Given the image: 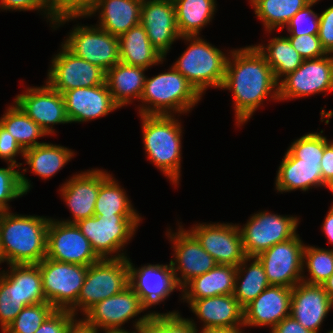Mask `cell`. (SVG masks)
Returning a JSON list of instances; mask_svg holds the SVG:
<instances>
[{
  "label": "cell",
  "mask_w": 333,
  "mask_h": 333,
  "mask_svg": "<svg viewBox=\"0 0 333 333\" xmlns=\"http://www.w3.org/2000/svg\"><path fill=\"white\" fill-rule=\"evenodd\" d=\"M229 54L221 89L232 92L235 125L241 127L265 99L279 100V86L266 58L255 45L233 49Z\"/></svg>",
  "instance_id": "obj_1"
},
{
  "label": "cell",
  "mask_w": 333,
  "mask_h": 333,
  "mask_svg": "<svg viewBox=\"0 0 333 333\" xmlns=\"http://www.w3.org/2000/svg\"><path fill=\"white\" fill-rule=\"evenodd\" d=\"M50 219L11 210L0 212V241L7 265L38 264L46 257Z\"/></svg>",
  "instance_id": "obj_2"
},
{
  "label": "cell",
  "mask_w": 333,
  "mask_h": 333,
  "mask_svg": "<svg viewBox=\"0 0 333 333\" xmlns=\"http://www.w3.org/2000/svg\"><path fill=\"white\" fill-rule=\"evenodd\" d=\"M149 161L177 186L181 176L182 126L175 115H139Z\"/></svg>",
  "instance_id": "obj_3"
},
{
  "label": "cell",
  "mask_w": 333,
  "mask_h": 333,
  "mask_svg": "<svg viewBox=\"0 0 333 333\" xmlns=\"http://www.w3.org/2000/svg\"><path fill=\"white\" fill-rule=\"evenodd\" d=\"M146 77L138 107L140 115H176L190 112L202 96L173 66Z\"/></svg>",
  "instance_id": "obj_4"
},
{
  "label": "cell",
  "mask_w": 333,
  "mask_h": 333,
  "mask_svg": "<svg viewBox=\"0 0 333 333\" xmlns=\"http://www.w3.org/2000/svg\"><path fill=\"white\" fill-rule=\"evenodd\" d=\"M180 39L186 41L187 44L189 42V46L172 66L188 80L201 96L207 88L221 89L228 54L200 36H183Z\"/></svg>",
  "instance_id": "obj_5"
},
{
  "label": "cell",
  "mask_w": 333,
  "mask_h": 333,
  "mask_svg": "<svg viewBox=\"0 0 333 333\" xmlns=\"http://www.w3.org/2000/svg\"><path fill=\"white\" fill-rule=\"evenodd\" d=\"M142 219L141 216H92L75 224L100 259H119L127 257L123 249Z\"/></svg>",
  "instance_id": "obj_6"
},
{
  "label": "cell",
  "mask_w": 333,
  "mask_h": 333,
  "mask_svg": "<svg viewBox=\"0 0 333 333\" xmlns=\"http://www.w3.org/2000/svg\"><path fill=\"white\" fill-rule=\"evenodd\" d=\"M129 286V258L100 259L88 266L77 302L69 309L76 317L97 302L122 292Z\"/></svg>",
  "instance_id": "obj_7"
},
{
  "label": "cell",
  "mask_w": 333,
  "mask_h": 333,
  "mask_svg": "<svg viewBox=\"0 0 333 333\" xmlns=\"http://www.w3.org/2000/svg\"><path fill=\"white\" fill-rule=\"evenodd\" d=\"M298 224L297 216H283L268 211L252 214L242 228L239 225L246 256L257 257L275 244L294 237Z\"/></svg>",
  "instance_id": "obj_8"
},
{
  "label": "cell",
  "mask_w": 333,
  "mask_h": 333,
  "mask_svg": "<svg viewBox=\"0 0 333 333\" xmlns=\"http://www.w3.org/2000/svg\"><path fill=\"white\" fill-rule=\"evenodd\" d=\"M47 303L69 310L78 300L88 266L44 258L39 263Z\"/></svg>",
  "instance_id": "obj_9"
},
{
  "label": "cell",
  "mask_w": 333,
  "mask_h": 333,
  "mask_svg": "<svg viewBox=\"0 0 333 333\" xmlns=\"http://www.w3.org/2000/svg\"><path fill=\"white\" fill-rule=\"evenodd\" d=\"M62 43L70 52L105 72L120 62V48L117 36L97 25H74Z\"/></svg>",
  "instance_id": "obj_10"
},
{
  "label": "cell",
  "mask_w": 333,
  "mask_h": 333,
  "mask_svg": "<svg viewBox=\"0 0 333 333\" xmlns=\"http://www.w3.org/2000/svg\"><path fill=\"white\" fill-rule=\"evenodd\" d=\"M330 55V56H329ZM279 101L333 91V54L305 59L279 83Z\"/></svg>",
  "instance_id": "obj_11"
},
{
  "label": "cell",
  "mask_w": 333,
  "mask_h": 333,
  "mask_svg": "<svg viewBox=\"0 0 333 333\" xmlns=\"http://www.w3.org/2000/svg\"><path fill=\"white\" fill-rule=\"evenodd\" d=\"M60 51L51 59L47 74V83L56 91H65L80 87H93L105 83L106 72L70 52L63 44Z\"/></svg>",
  "instance_id": "obj_12"
},
{
  "label": "cell",
  "mask_w": 333,
  "mask_h": 333,
  "mask_svg": "<svg viewBox=\"0 0 333 333\" xmlns=\"http://www.w3.org/2000/svg\"><path fill=\"white\" fill-rule=\"evenodd\" d=\"M305 244L299 234L277 243L257 256L262 263L270 285L293 288L302 282Z\"/></svg>",
  "instance_id": "obj_13"
},
{
  "label": "cell",
  "mask_w": 333,
  "mask_h": 333,
  "mask_svg": "<svg viewBox=\"0 0 333 333\" xmlns=\"http://www.w3.org/2000/svg\"><path fill=\"white\" fill-rule=\"evenodd\" d=\"M46 258L83 266L100 260L76 224L54 218L47 229Z\"/></svg>",
  "instance_id": "obj_14"
},
{
  "label": "cell",
  "mask_w": 333,
  "mask_h": 333,
  "mask_svg": "<svg viewBox=\"0 0 333 333\" xmlns=\"http://www.w3.org/2000/svg\"><path fill=\"white\" fill-rule=\"evenodd\" d=\"M188 231L217 264L237 267L247 257L239 224L198 223Z\"/></svg>",
  "instance_id": "obj_15"
},
{
  "label": "cell",
  "mask_w": 333,
  "mask_h": 333,
  "mask_svg": "<svg viewBox=\"0 0 333 333\" xmlns=\"http://www.w3.org/2000/svg\"><path fill=\"white\" fill-rule=\"evenodd\" d=\"M178 226L177 232L168 229L166 234L173 244L174 260L170 262L175 281L181 290L190 280L212 270L217 263L188 230L179 223Z\"/></svg>",
  "instance_id": "obj_16"
},
{
  "label": "cell",
  "mask_w": 333,
  "mask_h": 333,
  "mask_svg": "<svg viewBox=\"0 0 333 333\" xmlns=\"http://www.w3.org/2000/svg\"><path fill=\"white\" fill-rule=\"evenodd\" d=\"M148 308L130 287L122 292L94 304L78 319L84 326L101 331L102 329L123 328L128 320ZM101 328V329H100Z\"/></svg>",
  "instance_id": "obj_17"
},
{
  "label": "cell",
  "mask_w": 333,
  "mask_h": 333,
  "mask_svg": "<svg viewBox=\"0 0 333 333\" xmlns=\"http://www.w3.org/2000/svg\"><path fill=\"white\" fill-rule=\"evenodd\" d=\"M14 102L38 124L47 135L54 134V125L70 123L66 114L63 94L47 82L40 87H28L15 96Z\"/></svg>",
  "instance_id": "obj_18"
},
{
  "label": "cell",
  "mask_w": 333,
  "mask_h": 333,
  "mask_svg": "<svg viewBox=\"0 0 333 333\" xmlns=\"http://www.w3.org/2000/svg\"><path fill=\"white\" fill-rule=\"evenodd\" d=\"M129 286L147 307L158 305L167 299L174 290H179L171 262L165 265L148 264L135 268L129 258Z\"/></svg>",
  "instance_id": "obj_19"
},
{
  "label": "cell",
  "mask_w": 333,
  "mask_h": 333,
  "mask_svg": "<svg viewBox=\"0 0 333 333\" xmlns=\"http://www.w3.org/2000/svg\"><path fill=\"white\" fill-rule=\"evenodd\" d=\"M140 24L151 44L164 56L171 45L180 39L173 0H147L142 2Z\"/></svg>",
  "instance_id": "obj_20"
},
{
  "label": "cell",
  "mask_w": 333,
  "mask_h": 333,
  "mask_svg": "<svg viewBox=\"0 0 333 333\" xmlns=\"http://www.w3.org/2000/svg\"><path fill=\"white\" fill-rule=\"evenodd\" d=\"M101 186V169H91L73 175L60 186L59 193L72 214V220H60L75 224L94 216L96 199Z\"/></svg>",
  "instance_id": "obj_21"
},
{
  "label": "cell",
  "mask_w": 333,
  "mask_h": 333,
  "mask_svg": "<svg viewBox=\"0 0 333 333\" xmlns=\"http://www.w3.org/2000/svg\"><path fill=\"white\" fill-rule=\"evenodd\" d=\"M63 97L70 123L92 121L120 108L114 102L106 82L98 86L65 91Z\"/></svg>",
  "instance_id": "obj_22"
},
{
  "label": "cell",
  "mask_w": 333,
  "mask_h": 333,
  "mask_svg": "<svg viewBox=\"0 0 333 333\" xmlns=\"http://www.w3.org/2000/svg\"><path fill=\"white\" fill-rule=\"evenodd\" d=\"M333 301L322 285L299 282L292 288L290 315L303 327L320 333Z\"/></svg>",
  "instance_id": "obj_23"
},
{
  "label": "cell",
  "mask_w": 333,
  "mask_h": 333,
  "mask_svg": "<svg viewBox=\"0 0 333 333\" xmlns=\"http://www.w3.org/2000/svg\"><path fill=\"white\" fill-rule=\"evenodd\" d=\"M292 288L270 285L243 308L244 327L268 326L272 330L290 315Z\"/></svg>",
  "instance_id": "obj_24"
},
{
  "label": "cell",
  "mask_w": 333,
  "mask_h": 333,
  "mask_svg": "<svg viewBox=\"0 0 333 333\" xmlns=\"http://www.w3.org/2000/svg\"><path fill=\"white\" fill-rule=\"evenodd\" d=\"M181 300L187 301L192 313L203 322L202 329L242 330L244 327L243 307L233 294Z\"/></svg>",
  "instance_id": "obj_25"
},
{
  "label": "cell",
  "mask_w": 333,
  "mask_h": 333,
  "mask_svg": "<svg viewBox=\"0 0 333 333\" xmlns=\"http://www.w3.org/2000/svg\"><path fill=\"white\" fill-rule=\"evenodd\" d=\"M141 6L140 0H96L89 17L98 12L95 25L119 37L140 23Z\"/></svg>",
  "instance_id": "obj_26"
},
{
  "label": "cell",
  "mask_w": 333,
  "mask_h": 333,
  "mask_svg": "<svg viewBox=\"0 0 333 333\" xmlns=\"http://www.w3.org/2000/svg\"><path fill=\"white\" fill-rule=\"evenodd\" d=\"M321 162H310L293 158L287 151L282 159L275 180L277 192H290L300 189L326 187L322 180Z\"/></svg>",
  "instance_id": "obj_27"
},
{
  "label": "cell",
  "mask_w": 333,
  "mask_h": 333,
  "mask_svg": "<svg viewBox=\"0 0 333 333\" xmlns=\"http://www.w3.org/2000/svg\"><path fill=\"white\" fill-rule=\"evenodd\" d=\"M146 68L118 62L106 72L105 82L114 102L121 108L141 98Z\"/></svg>",
  "instance_id": "obj_28"
},
{
  "label": "cell",
  "mask_w": 333,
  "mask_h": 333,
  "mask_svg": "<svg viewBox=\"0 0 333 333\" xmlns=\"http://www.w3.org/2000/svg\"><path fill=\"white\" fill-rule=\"evenodd\" d=\"M237 267L217 264L212 270L190 280L181 289V299H201L233 294Z\"/></svg>",
  "instance_id": "obj_29"
},
{
  "label": "cell",
  "mask_w": 333,
  "mask_h": 333,
  "mask_svg": "<svg viewBox=\"0 0 333 333\" xmlns=\"http://www.w3.org/2000/svg\"><path fill=\"white\" fill-rule=\"evenodd\" d=\"M118 40L120 62L124 64L149 69L151 66L162 64L166 59L151 44L140 23L119 36Z\"/></svg>",
  "instance_id": "obj_30"
},
{
  "label": "cell",
  "mask_w": 333,
  "mask_h": 333,
  "mask_svg": "<svg viewBox=\"0 0 333 333\" xmlns=\"http://www.w3.org/2000/svg\"><path fill=\"white\" fill-rule=\"evenodd\" d=\"M71 149L52 143H42L24 150L25 165H29L31 172L41 179H51L74 157Z\"/></svg>",
  "instance_id": "obj_31"
},
{
  "label": "cell",
  "mask_w": 333,
  "mask_h": 333,
  "mask_svg": "<svg viewBox=\"0 0 333 333\" xmlns=\"http://www.w3.org/2000/svg\"><path fill=\"white\" fill-rule=\"evenodd\" d=\"M125 191L112 174L101 169V186L94 216H140Z\"/></svg>",
  "instance_id": "obj_32"
},
{
  "label": "cell",
  "mask_w": 333,
  "mask_h": 333,
  "mask_svg": "<svg viewBox=\"0 0 333 333\" xmlns=\"http://www.w3.org/2000/svg\"><path fill=\"white\" fill-rule=\"evenodd\" d=\"M178 32L183 36H199L216 12V0H173Z\"/></svg>",
  "instance_id": "obj_33"
},
{
  "label": "cell",
  "mask_w": 333,
  "mask_h": 333,
  "mask_svg": "<svg viewBox=\"0 0 333 333\" xmlns=\"http://www.w3.org/2000/svg\"><path fill=\"white\" fill-rule=\"evenodd\" d=\"M250 261L252 263L248 264ZM268 286H270V283L267 279L264 267L257 257L247 256L237 266L233 295L243 308Z\"/></svg>",
  "instance_id": "obj_34"
},
{
  "label": "cell",
  "mask_w": 333,
  "mask_h": 333,
  "mask_svg": "<svg viewBox=\"0 0 333 333\" xmlns=\"http://www.w3.org/2000/svg\"><path fill=\"white\" fill-rule=\"evenodd\" d=\"M255 46L266 58L278 83L304 61L286 36L273 37L266 46L265 44H255Z\"/></svg>",
  "instance_id": "obj_35"
},
{
  "label": "cell",
  "mask_w": 333,
  "mask_h": 333,
  "mask_svg": "<svg viewBox=\"0 0 333 333\" xmlns=\"http://www.w3.org/2000/svg\"><path fill=\"white\" fill-rule=\"evenodd\" d=\"M309 3L310 0H253L250 5L267 33H272L284 29L290 19Z\"/></svg>",
  "instance_id": "obj_36"
},
{
  "label": "cell",
  "mask_w": 333,
  "mask_h": 333,
  "mask_svg": "<svg viewBox=\"0 0 333 333\" xmlns=\"http://www.w3.org/2000/svg\"><path fill=\"white\" fill-rule=\"evenodd\" d=\"M13 104L8 106L0 117V124L15 138L23 150L44 143L38 142L37 139L48 136L47 133L29 118L15 102Z\"/></svg>",
  "instance_id": "obj_37"
},
{
  "label": "cell",
  "mask_w": 333,
  "mask_h": 333,
  "mask_svg": "<svg viewBox=\"0 0 333 333\" xmlns=\"http://www.w3.org/2000/svg\"><path fill=\"white\" fill-rule=\"evenodd\" d=\"M8 267L3 272L17 282L19 298L26 306L47 302L38 264H9Z\"/></svg>",
  "instance_id": "obj_38"
},
{
  "label": "cell",
  "mask_w": 333,
  "mask_h": 333,
  "mask_svg": "<svg viewBox=\"0 0 333 333\" xmlns=\"http://www.w3.org/2000/svg\"><path fill=\"white\" fill-rule=\"evenodd\" d=\"M193 319L183 318L178 311L154 312L136 327V333H197Z\"/></svg>",
  "instance_id": "obj_39"
},
{
  "label": "cell",
  "mask_w": 333,
  "mask_h": 333,
  "mask_svg": "<svg viewBox=\"0 0 333 333\" xmlns=\"http://www.w3.org/2000/svg\"><path fill=\"white\" fill-rule=\"evenodd\" d=\"M307 267L309 277L302 276V281L308 284L322 285L333 274V251L315 246L305 245L303 252V270Z\"/></svg>",
  "instance_id": "obj_40"
},
{
  "label": "cell",
  "mask_w": 333,
  "mask_h": 333,
  "mask_svg": "<svg viewBox=\"0 0 333 333\" xmlns=\"http://www.w3.org/2000/svg\"><path fill=\"white\" fill-rule=\"evenodd\" d=\"M96 0H46L48 21L53 29L68 21L89 17Z\"/></svg>",
  "instance_id": "obj_41"
},
{
  "label": "cell",
  "mask_w": 333,
  "mask_h": 333,
  "mask_svg": "<svg viewBox=\"0 0 333 333\" xmlns=\"http://www.w3.org/2000/svg\"><path fill=\"white\" fill-rule=\"evenodd\" d=\"M7 168H0V212L10 211L9 202L18 199L31 190V181L24 172L15 169L12 164Z\"/></svg>",
  "instance_id": "obj_42"
},
{
  "label": "cell",
  "mask_w": 333,
  "mask_h": 333,
  "mask_svg": "<svg viewBox=\"0 0 333 333\" xmlns=\"http://www.w3.org/2000/svg\"><path fill=\"white\" fill-rule=\"evenodd\" d=\"M26 305L19 298L17 282L11 280L3 270L0 271V329L17 317Z\"/></svg>",
  "instance_id": "obj_43"
},
{
  "label": "cell",
  "mask_w": 333,
  "mask_h": 333,
  "mask_svg": "<svg viewBox=\"0 0 333 333\" xmlns=\"http://www.w3.org/2000/svg\"><path fill=\"white\" fill-rule=\"evenodd\" d=\"M55 310L47 302L25 306L5 331L7 333H35Z\"/></svg>",
  "instance_id": "obj_44"
},
{
  "label": "cell",
  "mask_w": 333,
  "mask_h": 333,
  "mask_svg": "<svg viewBox=\"0 0 333 333\" xmlns=\"http://www.w3.org/2000/svg\"><path fill=\"white\" fill-rule=\"evenodd\" d=\"M322 133L323 130L320 133L311 132L301 136L291 142L287 152L293 158L310 162H321L324 147L330 142Z\"/></svg>",
  "instance_id": "obj_45"
},
{
  "label": "cell",
  "mask_w": 333,
  "mask_h": 333,
  "mask_svg": "<svg viewBox=\"0 0 333 333\" xmlns=\"http://www.w3.org/2000/svg\"><path fill=\"white\" fill-rule=\"evenodd\" d=\"M316 2L309 3L306 7L299 10L286 24L289 36L300 35H318L320 14H317L311 9Z\"/></svg>",
  "instance_id": "obj_46"
},
{
  "label": "cell",
  "mask_w": 333,
  "mask_h": 333,
  "mask_svg": "<svg viewBox=\"0 0 333 333\" xmlns=\"http://www.w3.org/2000/svg\"><path fill=\"white\" fill-rule=\"evenodd\" d=\"M293 48L303 57V59H316L328 53L322 47L318 35L287 36Z\"/></svg>",
  "instance_id": "obj_47"
},
{
  "label": "cell",
  "mask_w": 333,
  "mask_h": 333,
  "mask_svg": "<svg viewBox=\"0 0 333 333\" xmlns=\"http://www.w3.org/2000/svg\"><path fill=\"white\" fill-rule=\"evenodd\" d=\"M69 310H55L35 333H68L78 321Z\"/></svg>",
  "instance_id": "obj_48"
},
{
  "label": "cell",
  "mask_w": 333,
  "mask_h": 333,
  "mask_svg": "<svg viewBox=\"0 0 333 333\" xmlns=\"http://www.w3.org/2000/svg\"><path fill=\"white\" fill-rule=\"evenodd\" d=\"M19 154L24 157V150L15 138L0 124V158L7 162V164L19 166L21 170L22 163L18 164L15 158Z\"/></svg>",
  "instance_id": "obj_49"
},
{
  "label": "cell",
  "mask_w": 333,
  "mask_h": 333,
  "mask_svg": "<svg viewBox=\"0 0 333 333\" xmlns=\"http://www.w3.org/2000/svg\"><path fill=\"white\" fill-rule=\"evenodd\" d=\"M318 38L325 51L333 54V5L320 14Z\"/></svg>",
  "instance_id": "obj_50"
},
{
  "label": "cell",
  "mask_w": 333,
  "mask_h": 333,
  "mask_svg": "<svg viewBox=\"0 0 333 333\" xmlns=\"http://www.w3.org/2000/svg\"><path fill=\"white\" fill-rule=\"evenodd\" d=\"M0 9L4 10H15V11H32L38 10L44 14V17H47V5L46 0H0Z\"/></svg>",
  "instance_id": "obj_51"
},
{
  "label": "cell",
  "mask_w": 333,
  "mask_h": 333,
  "mask_svg": "<svg viewBox=\"0 0 333 333\" xmlns=\"http://www.w3.org/2000/svg\"><path fill=\"white\" fill-rule=\"evenodd\" d=\"M320 168L323 183L327 186L333 179V140L324 147Z\"/></svg>",
  "instance_id": "obj_52"
},
{
  "label": "cell",
  "mask_w": 333,
  "mask_h": 333,
  "mask_svg": "<svg viewBox=\"0 0 333 333\" xmlns=\"http://www.w3.org/2000/svg\"><path fill=\"white\" fill-rule=\"evenodd\" d=\"M270 333H314L311 330L303 327L298 321H296L291 315L285 317L279 322Z\"/></svg>",
  "instance_id": "obj_53"
},
{
  "label": "cell",
  "mask_w": 333,
  "mask_h": 333,
  "mask_svg": "<svg viewBox=\"0 0 333 333\" xmlns=\"http://www.w3.org/2000/svg\"><path fill=\"white\" fill-rule=\"evenodd\" d=\"M323 222L324 223L322 224V230L324 232V235H326L329 242L333 244V204L329 209ZM330 250L333 251V248Z\"/></svg>",
  "instance_id": "obj_54"
},
{
  "label": "cell",
  "mask_w": 333,
  "mask_h": 333,
  "mask_svg": "<svg viewBox=\"0 0 333 333\" xmlns=\"http://www.w3.org/2000/svg\"><path fill=\"white\" fill-rule=\"evenodd\" d=\"M153 312H149L148 314H144L142 315V317L138 318V319H135L136 321L133 323V326H134V329L135 331H128V330H125L123 328H113V329H102L105 333H136V327L141 323V322H144L146 321L151 315H152ZM103 332V333H104ZM99 333V332H98Z\"/></svg>",
  "instance_id": "obj_55"
},
{
  "label": "cell",
  "mask_w": 333,
  "mask_h": 333,
  "mask_svg": "<svg viewBox=\"0 0 333 333\" xmlns=\"http://www.w3.org/2000/svg\"><path fill=\"white\" fill-rule=\"evenodd\" d=\"M68 333H98L97 330L84 326L79 320L73 325Z\"/></svg>",
  "instance_id": "obj_56"
},
{
  "label": "cell",
  "mask_w": 333,
  "mask_h": 333,
  "mask_svg": "<svg viewBox=\"0 0 333 333\" xmlns=\"http://www.w3.org/2000/svg\"><path fill=\"white\" fill-rule=\"evenodd\" d=\"M197 333H244L243 330H234V329H226V328H212V329H197Z\"/></svg>",
  "instance_id": "obj_57"
},
{
  "label": "cell",
  "mask_w": 333,
  "mask_h": 333,
  "mask_svg": "<svg viewBox=\"0 0 333 333\" xmlns=\"http://www.w3.org/2000/svg\"><path fill=\"white\" fill-rule=\"evenodd\" d=\"M322 286L327 292L329 298L333 301V274L322 283Z\"/></svg>",
  "instance_id": "obj_58"
},
{
  "label": "cell",
  "mask_w": 333,
  "mask_h": 333,
  "mask_svg": "<svg viewBox=\"0 0 333 333\" xmlns=\"http://www.w3.org/2000/svg\"><path fill=\"white\" fill-rule=\"evenodd\" d=\"M4 262H6V261H5V258L3 256V253H2V247H1V241H0V264L4 263Z\"/></svg>",
  "instance_id": "obj_59"
},
{
  "label": "cell",
  "mask_w": 333,
  "mask_h": 333,
  "mask_svg": "<svg viewBox=\"0 0 333 333\" xmlns=\"http://www.w3.org/2000/svg\"><path fill=\"white\" fill-rule=\"evenodd\" d=\"M326 188H328V189L332 192V194H333V179H332V181L326 186Z\"/></svg>",
  "instance_id": "obj_60"
},
{
  "label": "cell",
  "mask_w": 333,
  "mask_h": 333,
  "mask_svg": "<svg viewBox=\"0 0 333 333\" xmlns=\"http://www.w3.org/2000/svg\"><path fill=\"white\" fill-rule=\"evenodd\" d=\"M310 1H311V2H316V3H317V2H319L320 0H310Z\"/></svg>",
  "instance_id": "obj_61"
}]
</instances>
